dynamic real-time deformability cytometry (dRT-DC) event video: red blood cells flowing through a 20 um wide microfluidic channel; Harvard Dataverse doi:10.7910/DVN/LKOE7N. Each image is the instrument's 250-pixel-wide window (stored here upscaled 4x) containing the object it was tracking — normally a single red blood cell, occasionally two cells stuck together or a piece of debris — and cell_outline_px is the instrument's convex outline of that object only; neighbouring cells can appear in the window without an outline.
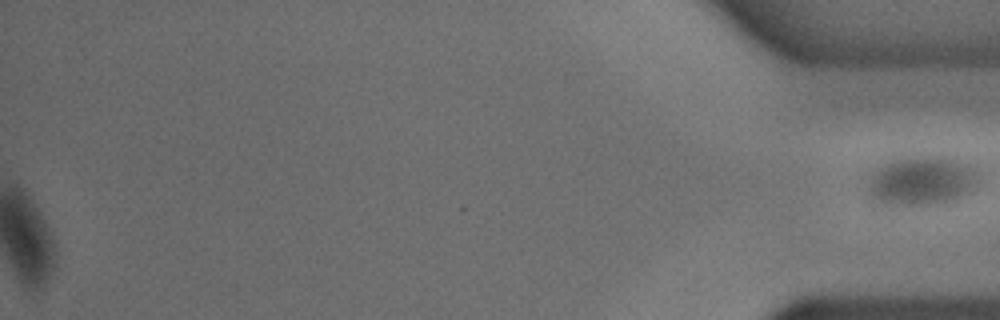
{"species": "common noctule bat (a hibernating species)", "species_latin": "Nyctalus noctula", "temperature_condition": "cold", "stored_images_in_passage": 47, "segment_of_instrument_passage": [2, 2], "camera_frame_rate_fps": 3000, "um_per_image_px": 0.085, "animal": {"sex": "male", "body_mass_g": 18.8}, "frame": {"image": 1, "passage_image": 47, "time_ms": 15.333, "image_size_px": [1000, 320], "cell_outline_px": [[980, 180], [976, 188], [956, 200], [940, 204], [920, 208], [884, 204], [872, 200], [868, 196], [868, 176], [872, 168], [884, 160], [892, 156], [944, 156], [976, 164], [980, 168]], "centroid_in_image_um": [78.34, 15.35], "position_along_channel_um": 356.9, "area_um2": 34.56}}